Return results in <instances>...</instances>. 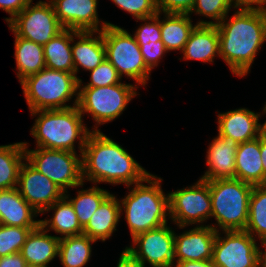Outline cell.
I'll use <instances>...</instances> for the list:
<instances>
[{"instance_id":"d6a6232c","label":"cell","mask_w":266,"mask_h":267,"mask_svg":"<svg viewBox=\"0 0 266 267\" xmlns=\"http://www.w3.org/2000/svg\"><path fill=\"white\" fill-rule=\"evenodd\" d=\"M232 0H195V3L189 14L194 12L198 15L209 17L215 21H199L196 25H217L229 13L232 5Z\"/></svg>"},{"instance_id":"3957f363","label":"cell","mask_w":266,"mask_h":267,"mask_svg":"<svg viewBox=\"0 0 266 267\" xmlns=\"http://www.w3.org/2000/svg\"><path fill=\"white\" fill-rule=\"evenodd\" d=\"M161 181V178L149 174L144 181L133 184V189L128 195L119 200L121 214L124 210L132 239L167 223L166 217L170 216L169 195L164 194Z\"/></svg>"},{"instance_id":"603a6c76","label":"cell","mask_w":266,"mask_h":267,"mask_svg":"<svg viewBox=\"0 0 266 267\" xmlns=\"http://www.w3.org/2000/svg\"><path fill=\"white\" fill-rule=\"evenodd\" d=\"M235 178L251 184L264 185V171L260 153V136L238 145L235 157Z\"/></svg>"},{"instance_id":"9c48e42d","label":"cell","mask_w":266,"mask_h":267,"mask_svg":"<svg viewBox=\"0 0 266 267\" xmlns=\"http://www.w3.org/2000/svg\"><path fill=\"white\" fill-rule=\"evenodd\" d=\"M23 143L25 159L40 173L52 180L64 193H68V188L84 185L81 154L77 155V153L71 151L42 147L29 150L28 143Z\"/></svg>"},{"instance_id":"4dcf8cb0","label":"cell","mask_w":266,"mask_h":267,"mask_svg":"<svg viewBox=\"0 0 266 267\" xmlns=\"http://www.w3.org/2000/svg\"><path fill=\"white\" fill-rule=\"evenodd\" d=\"M245 231L260 242L266 240V185L252 188Z\"/></svg>"},{"instance_id":"7c38bea8","label":"cell","mask_w":266,"mask_h":267,"mask_svg":"<svg viewBox=\"0 0 266 267\" xmlns=\"http://www.w3.org/2000/svg\"><path fill=\"white\" fill-rule=\"evenodd\" d=\"M217 231L213 246L214 267H260L256 239L245 230Z\"/></svg>"},{"instance_id":"ac0fdd59","label":"cell","mask_w":266,"mask_h":267,"mask_svg":"<svg viewBox=\"0 0 266 267\" xmlns=\"http://www.w3.org/2000/svg\"><path fill=\"white\" fill-rule=\"evenodd\" d=\"M239 143L229 137L218 134L210 143L206 164L208 170L200 179L205 181L235 178V157Z\"/></svg>"},{"instance_id":"44dd1931","label":"cell","mask_w":266,"mask_h":267,"mask_svg":"<svg viewBox=\"0 0 266 267\" xmlns=\"http://www.w3.org/2000/svg\"><path fill=\"white\" fill-rule=\"evenodd\" d=\"M59 236H52L39 225L31 230L21 248V255L26 264L48 267V264L58 256Z\"/></svg>"},{"instance_id":"f6af8a7d","label":"cell","mask_w":266,"mask_h":267,"mask_svg":"<svg viewBox=\"0 0 266 267\" xmlns=\"http://www.w3.org/2000/svg\"><path fill=\"white\" fill-rule=\"evenodd\" d=\"M173 266H176V267H214L212 260L176 262V264H174Z\"/></svg>"},{"instance_id":"ab89813d","label":"cell","mask_w":266,"mask_h":267,"mask_svg":"<svg viewBox=\"0 0 266 267\" xmlns=\"http://www.w3.org/2000/svg\"><path fill=\"white\" fill-rule=\"evenodd\" d=\"M31 0H0V8L6 11L11 17L6 18L8 23L19 14Z\"/></svg>"},{"instance_id":"d590c367","label":"cell","mask_w":266,"mask_h":267,"mask_svg":"<svg viewBox=\"0 0 266 267\" xmlns=\"http://www.w3.org/2000/svg\"><path fill=\"white\" fill-rule=\"evenodd\" d=\"M160 14L161 13L158 12L155 16L137 19L146 22L141 24L133 34L139 46L156 43L157 41L161 40Z\"/></svg>"},{"instance_id":"e575fe53","label":"cell","mask_w":266,"mask_h":267,"mask_svg":"<svg viewBox=\"0 0 266 267\" xmlns=\"http://www.w3.org/2000/svg\"><path fill=\"white\" fill-rule=\"evenodd\" d=\"M89 72L91 81L83 86L82 79H79V87H105L121 83L122 78L107 59Z\"/></svg>"},{"instance_id":"8d00e7d4","label":"cell","mask_w":266,"mask_h":267,"mask_svg":"<svg viewBox=\"0 0 266 267\" xmlns=\"http://www.w3.org/2000/svg\"><path fill=\"white\" fill-rule=\"evenodd\" d=\"M121 10L134 16L136 19H144L155 16L158 13L156 0H112Z\"/></svg>"},{"instance_id":"b9f144b4","label":"cell","mask_w":266,"mask_h":267,"mask_svg":"<svg viewBox=\"0 0 266 267\" xmlns=\"http://www.w3.org/2000/svg\"><path fill=\"white\" fill-rule=\"evenodd\" d=\"M26 265L20 252L0 257V267H25Z\"/></svg>"},{"instance_id":"4316f807","label":"cell","mask_w":266,"mask_h":267,"mask_svg":"<svg viewBox=\"0 0 266 267\" xmlns=\"http://www.w3.org/2000/svg\"><path fill=\"white\" fill-rule=\"evenodd\" d=\"M190 18V14L164 13V19L160 20L161 41L168 52L183 51L191 31L196 26H193Z\"/></svg>"},{"instance_id":"bcb514c9","label":"cell","mask_w":266,"mask_h":267,"mask_svg":"<svg viewBox=\"0 0 266 267\" xmlns=\"http://www.w3.org/2000/svg\"><path fill=\"white\" fill-rule=\"evenodd\" d=\"M261 246L265 248V251L263 249L259 251V263L260 267H266V240L261 241Z\"/></svg>"},{"instance_id":"277c9868","label":"cell","mask_w":266,"mask_h":267,"mask_svg":"<svg viewBox=\"0 0 266 267\" xmlns=\"http://www.w3.org/2000/svg\"><path fill=\"white\" fill-rule=\"evenodd\" d=\"M30 113L33 116L38 115L30 131L36 139V147L76 153L75 141L79 139L78 148L82 154L91 130L84 125L83 116L77 106Z\"/></svg>"},{"instance_id":"8fae6325","label":"cell","mask_w":266,"mask_h":267,"mask_svg":"<svg viewBox=\"0 0 266 267\" xmlns=\"http://www.w3.org/2000/svg\"><path fill=\"white\" fill-rule=\"evenodd\" d=\"M169 218L179 228L206 222L212 206L208 181L199 179L194 185L168 193Z\"/></svg>"},{"instance_id":"e0dca14e","label":"cell","mask_w":266,"mask_h":267,"mask_svg":"<svg viewBox=\"0 0 266 267\" xmlns=\"http://www.w3.org/2000/svg\"><path fill=\"white\" fill-rule=\"evenodd\" d=\"M261 114L240 108L218 114V134L243 143L254 140L266 129V121L258 123Z\"/></svg>"},{"instance_id":"836d02e7","label":"cell","mask_w":266,"mask_h":267,"mask_svg":"<svg viewBox=\"0 0 266 267\" xmlns=\"http://www.w3.org/2000/svg\"><path fill=\"white\" fill-rule=\"evenodd\" d=\"M36 228L0 224V257L20 252L28 234Z\"/></svg>"},{"instance_id":"f35d334b","label":"cell","mask_w":266,"mask_h":267,"mask_svg":"<svg viewBox=\"0 0 266 267\" xmlns=\"http://www.w3.org/2000/svg\"><path fill=\"white\" fill-rule=\"evenodd\" d=\"M195 0H156L158 12L189 14Z\"/></svg>"},{"instance_id":"7402d4cb","label":"cell","mask_w":266,"mask_h":267,"mask_svg":"<svg viewBox=\"0 0 266 267\" xmlns=\"http://www.w3.org/2000/svg\"><path fill=\"white\" fill-rule=\"evenodd\" d=\"M183 59L212 63L220 56L219 35L216 25H196L191 31L183 51Z\"/></svg>"},{"instance_id":"52a82bcc","label":"cell","mask_w":266,"mask_h":267,"mask_svg":"<svg viewBox=\"0 0 266 267\" xmlns=\"http://www.w3.org/2000/svg\"><path fill=\"white\" fill-rule=\"evenodd\" d=\"M106 59L136 85L147 84L151 70L146 66L140 47L133 35L117 25H107L102 31Z\"/></svg>"},{"instance_id":"9a60e30c","label":"cell","mask_w":266,"mask_h":267,"mask_svg":"<svg viewBox=\"0 0 266 267\" xmlns=\"http://www.w3.org/2000/svg\"><path fill=\"white\" fill-rule=\"evenodd\" d=\"M49 1L54 8L57 19L65 29L102 31L107 25H112L110 22L99 21L97 12L98 0ZM99 26H101V29Z\"/></svg>"},{"instance_id":"5b68a950","label":"cell","mask_w":266,"mask_h":267,"mask_svg":"<svg viewBox=\"0 0 266 267\" xmlns=\"http://www.w3.org/2000/svg\"><path fill=\"white\" fill-rule=\"evenodd\" d=\"M79 77L66 71L44 68L20 84L31 112L77 106ZM75 96L73 105L66 102Z\"/></svg>"},{"instance_id":"7dc6e473","label":"cell","mask_w":266,"mask_h":267,"mask_svg":"<svg viewBox=\"0 0 266 267\" xmlns=\"http://www.w3.org/2000/svg\"><path fill=\"white\" fill-rule=\"evenodd\" d=\"M266 113V104L265 106L263 107V114Z\"/></svg>"},{"instance_id":"ee69618b","label":"cell","mask_w":266,"mask_h":267,"mask_svg":"<svg viewBox=\"0 0 266 267\" xmlns=\"http://www.w3.org/2000/svg\"><path fill=\"white\" fill-rule=\"evenodd\" d=\"M260 153L264 171V185H266V129L260 134Z\"/></svg>"},{"instance_id":"d4e9b609","label":"cell","mask_w":266,"mask_h":267,"mask_svg":"<svg viewBox=\"0 0 266 267\" xmlns=\"http://www.w3.org/2000/svg\"><path fill=\"white\" fill-rule=\"evenodd\" d=\"M50 210H54L53 217L40 220V225L47 232L51 229V231L61 234L62 237L60 238L83 234V228L79 224L74 208L65 196L49 206L44 212Z\"/></svg>"},{"instance_id":"7a4b0ae2","label":"cell","mask_w":266,"mask_h":267,"mask_svg":"<svg viewBox=\"0 0 266 267\" xmlns=\"http://www.w3.org/2000/svg\"><path fill=\"white\" fill-rule=\"evenodd\" d=\"M220 56L231 72L244 77L250 71L258 50L266 41V12L237 10L216 25Z\"/></svg>"},{"instance_id":"1f68e13d","label":"cell","mask_w":266,"mask_h":267,"mask_svg":"<svg viewBox=\"0 0 266 267\" xmlns=\"http://www.w3.org/2000/svg\"><path fill=\"white\" fill-rule=\"evenodd\" d=\"M110 194L111 193L107 190L94 185L86 190H78L76 198L74 197L73 199H69V194L66 193H64V196L72 204L79 224L82 228H84L89 222L90 217Z\"/></svg>"},{"instance_id":"60d3db41","label":"cell","mask_w":266,"mask_h":267,"mask_svg":"<svg viewBox=\"0 0 266 267\" xmlns=\"http://www.w3.org/2000/svg\"><path fill=\"white\" fill-rule=\"evenodd\" d=\"M233 8L238 10H257L266 12V0H232ZM256 5V6H254Z\"/></svg>"},{"instance_id":"ba28073f","label":"cell","mask_w":266,"mask_h":267,"mask_svg":"<svg viewBox=\"0 0 266 267\" xmlns=\"http://www.w3.org/2000/svg\"><path fill=\"white\" fill-rule=\"evenodd\" d=\"M137 85L119 83L105 87H79L77 107L81 114H91L99 131L103 125L118 118L137 95Z\"/></svg>"},{"instance_id":"30bf717a","label":"cell","mask_w":266,"mask_h":267,"mask_svg":"<svg viewBox=\"0 0 266 267\" xmlns=\"http://www.w3.org/2000/svg\"><path fill=\"white\" fill-rule=\"evenodd\" d=\"M27 6L8 22L10 30L18 37L44 46L65 28L55 15L51 2L38 1Z\"/></svg>"},{"instance_id":"5bb4252c","label":"cell","mask_w":266,"mask_h":267,"mask_svg":"<svg viewBox=\"0 0 266 267\" xmlns=\"http://www.w3.org/2000/svg\"><path fill=\"white\" fill-rule=\"evenodd\" d=\"M24 161L19 170L17 189L38 213L43 214L49 206L64 196V192L26 159Z\"/></svg>"},{"instance_id":"6da1fadb","label":"cell","mask_w":266,"mask_h":267,"mask_svg":"<svg viewBox=\"0 0 266 267\" xmlns=\"http://www.w3.org/2000/svg\"><path fill=\"white\" fill-rule=\"evenodd\" d=\"M82 180L94 183L125 184L144 181L147 172L121 145L100 130L91 131L81 154Z\"/></svg>"},{"instance_id":"2e32d148","label":"cell","mask_w":266,"mask_h":267,"mask_svg":"<svg viewBox=\"0 0 266 267\" xmlns=\"http://www.w3.org/2000/svg\"><path fill=\"white\" fill-rule=\"evenodd\" d=\"M216 228L213 225H196L182 234L175 233V261L212 260Z\"/></svg>"},{"instance_id":"4fadbf2b","label":"cell","mask_w":266,"mask_h":267,"mask_svg":"<svg viewBox=\"0 0 266 267\" xmlns=\"http://www.w3.org/2000/svg\"><path fill=\"white\" fill-rule=\"evenodd\" d=\"M132 242L125 249L144 266L146 262L152 267H173L175 264V232L167 223L135 236Z\"/></svg>"},{"instance_id":"74e56055","label":"cell","mask_w":266,"mask_h":267,"mask_svg":"<svg viewBox=\"0 0 266 267\" xmlns=\"http://www.w3.org/2000/svg\"><path fill=\"white\" fill-rule=\"evenodd\" d=\"M139 47L143 56V60L150 70H152L154 67H157L160 59L163 58V55L168 53L164 43L161 40L157 41L156 43L146 44Z\"/></svg>"},{"instance_id":"c3c4849f","label":"cell","mask_w":266,"mask_h":267,"mask_svg":"<svg viewBox=\"0 0 266 267\" xmlns=\"http://www.w3.org/2000/svg\"><path fill=\"white\" fill-rule=\"evenodd\" d=\"M25 267H38V266H33V265H26Z\"/></svg>"},{"instance_id":"cb8c5ba5","label":"cell","mask_w":266,"mask_h":267,"mask_svg":"<svg viewBox=\"0 0 266 267\" xmlns=\"http://www.w3.org/2000/svg\"><path fill=\"white\" fill-rule=\"evenodd\" d=\"M121 218L120 201L114 194H110L90 217L83 228V234L91 239L105 241L116 231Z\"/></svg>"},{"instance_id":"83f0119b","label":"cell","mask_w":266,"mask_h":267,"mask_svg":"<svg viewBox=\"0 0 266 267\" xmlns=\"http://www.w3.org/2000/svg\"><path fill=\"white\" fill-rule=\"evenodd\" d=\"M72 29H64L43 46L46 68L74 74Z\"/></svg>"},{"instance_id":"f546056e","label":"cell","mask_w":266,"mask_h":267,"mask_svg":"<svg viewBox=\"0 0 266 267\" xmlns=\"http://www.w3.org/2000/svg\"><path fill=\"white\" fill-rule=\"evenodd\" d=\"M25 160L23 142L0 146V190L17 188L20 167Z\"/></svg>"},{"instance_id":"d6986e66","label":"cell","mask_w":266,"mask_h":267,"mask_svg":"<svg viewBox=\"0 0 266 267\" xmlns=\"http://www.w3.org/2000/svg\"><path fill=\"white\" fill-rule=\"evenodd\" d=\"M98 34V36H93ZM78 41L74 43L75 38ZM74 43V44H73ZM72 56L74 62V74L79 71V66L90 71L100 65L105 59V47L102 32L100 31H76L72 30Z\"/></svg>"},{"instance_id":"8992f818","label":"cell","mask_w":266,"mask_h":267,"mask_svg":"<svg viewBox=\"0 0 266 267\" xmlns=\"http://www.w3.org/2000/svg\"><path fill=\"white\" fill-rule=\"evenodd\" d=\"M211 217L216 231L245 230L253 186L237 178L210 180Z\"/></svg>"},{"instance_id":"ffe728a7","label":"cell","mask_w":266,"mask_h":267,"mask_svg":"<svg viewBox=\"0 0 266 267\" xmlns=\"http://www.w3.org/2000/svg\"><path fill=\"white\" fill-rule=\"evenodd\" d=\"M39 214L19 193L17 188L0 190V224L17 227H38Z\"/></svg>"},{"instance_id":"f1b7e54d","label":"cell","mask_w":266,"mask_h":267,"mask_svg":"<svg viewBox=\"0 0 266 267\" xmlns=\"http://www.w3.org/2000/svg\"><path fill=\"white\" fill-rule=\"evenodd\" d=\"M97 241L80 234L60 238L58 257L64 267H84L90 260L92 243Z\"/></svg>"},{"instance_id":"484cf974","label":"cell","mask_w":266,"mask_h":267,"mask_svg":"<svg viewBox=\"0 0 266 267\" xmlns=\"http://www.w3.org/2000/svg\"><path fill=\"white\" fill-rule=\"evenodd\" d=\"M15 59L17 77L21 83L24 79L32 76L46 67L44 49L33 41L18 37L15 33Z\"/></svg>"},{"instance_id":"7bdbcfd3","label":"cell","mask_w":266,"mask_h":267,"mask_svg":"<svg viewBox=\"0 0 266 267\" xmlns=\"http://www.w3.org/2000/svg\"><path fill=\"white\" fill-rule=\"evenodd\" d=\"M117 267H145L127 249L123 250L117 263Z\"/></svg>"}]
</instances>
